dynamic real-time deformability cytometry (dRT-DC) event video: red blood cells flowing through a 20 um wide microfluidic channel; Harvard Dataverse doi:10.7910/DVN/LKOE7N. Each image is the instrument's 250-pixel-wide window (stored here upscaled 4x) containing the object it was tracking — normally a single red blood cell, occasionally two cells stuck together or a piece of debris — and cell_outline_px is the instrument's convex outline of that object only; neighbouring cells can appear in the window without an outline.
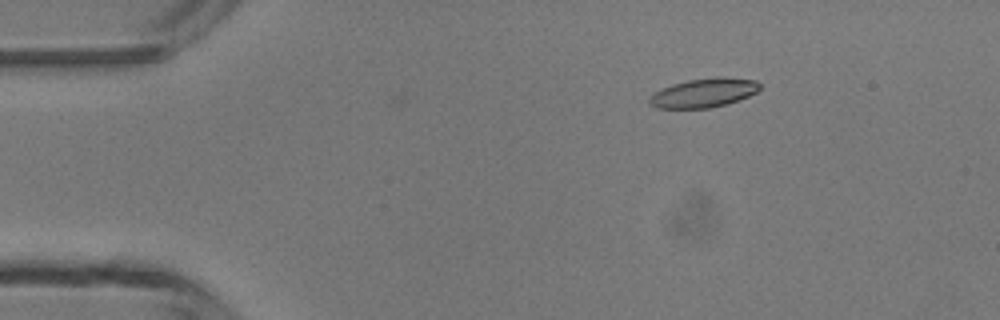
{"species": "common noctule bat (a hibernating species)", "species_latin": "Nyctalus noctula", "temperature_condition": "room temperature", "stored_images_in_passage": 2, "camera_frame_rate_fps": 3000, "um_per_image_px": 0.085, "animal": {"sex": "male", "body_mass_g": 13.3}, "frame": {"image": 1, "passage_image": 2, "time_ms": 1.0, "image_size_px": [1000, 320], "cell_outline_px": [[760, 88], [756, 92], [748, 96], [728, 104], [708, 108], [656, 108], [648, 104], [648, 96], [672, 84], [688, 80], [716, 76], [724, 76], [756, 80], [760, 84]], "centroid_in_image_um": [59.82, 7.89], "position_along_channel_um": 25.2, "area_um2": 18.84}}